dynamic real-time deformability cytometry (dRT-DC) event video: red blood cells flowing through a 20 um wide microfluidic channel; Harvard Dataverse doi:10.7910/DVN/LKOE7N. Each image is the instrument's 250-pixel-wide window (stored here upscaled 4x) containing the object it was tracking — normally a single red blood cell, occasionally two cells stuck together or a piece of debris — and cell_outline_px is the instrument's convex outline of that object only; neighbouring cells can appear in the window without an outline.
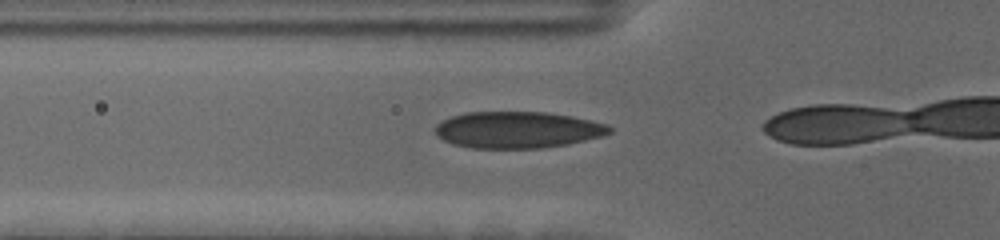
{"species": "human", "species_latin": "Homo sapiens", "temperature_condition": "cold", "stored_images_in_passage": 18, "camera_frame_rate_fps": 3000, "um_per_image_px": 0.085, "donor": {"sex": "female"}, "frame": {"image": 1, "passage_image": 14, "time_ms": 4.333, "image_size_px": [1000, 240], "cell_outline_px": [[612, 132], [604, 136], [568, 144], [540, 148], [472, 148], [452, 144], [444, 140], [436, 132], [436, 124], [452, 116], [468, 112], [548, 112], [572, 116], [592, 120], [608, 124], [612, 128]], "centroid_in_image_um": [44.06, 11.03], "position_along_channel_um": 81.7, "area_um2": 37.22}}
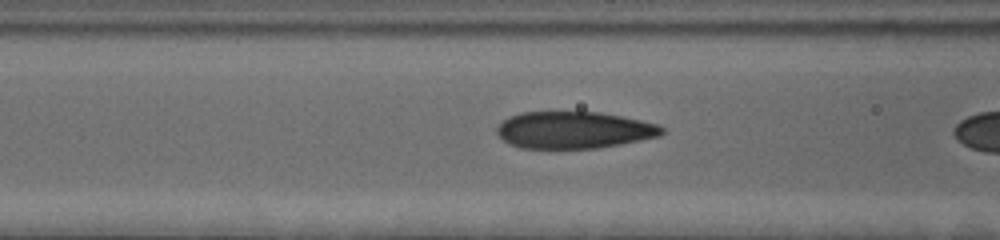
{"frame": {"image": 2, "passage_image": 17, "time_ms": 5.333, "image_size_px": [1000, 240], "cell_outline_px": [[664, 132], [660, 136], [620, 144], [596, 148], [520, 148], [508, 144], [496, 132], [496, 128], [508, 116], [520, 112], [600, 112], [660, 124], [664, 128]], "centroid_in_image_um": [48.78, 11.05], "position_along_channel_um": 117.8, "area_um2": 35.55}}